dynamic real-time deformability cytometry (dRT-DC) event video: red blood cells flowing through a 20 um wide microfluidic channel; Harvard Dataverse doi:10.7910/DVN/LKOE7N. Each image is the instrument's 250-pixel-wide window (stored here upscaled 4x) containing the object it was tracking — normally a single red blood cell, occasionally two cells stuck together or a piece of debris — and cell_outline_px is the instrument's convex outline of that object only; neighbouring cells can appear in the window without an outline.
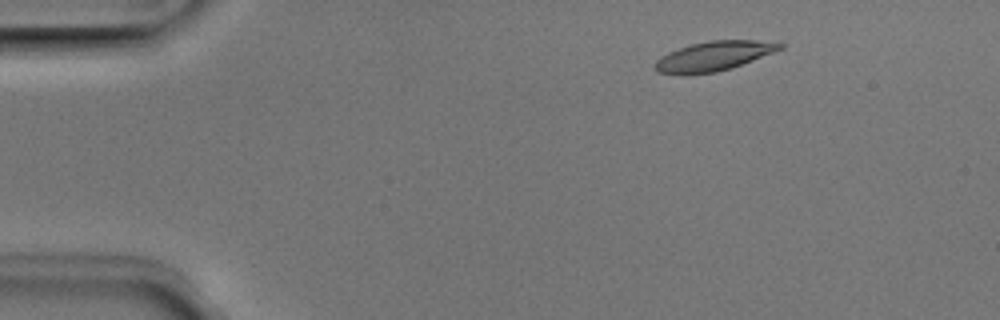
{"species": "Egyptian fruit bat (a non-hibernating species)", "species_latin": "Rousettus aegyptiacus", "temperature_condition": "room temperature", "stored_images_in_passage": 50, "camera_frame_rate_fps": 3000, "um_per_image_px": 0.085, "animal": {"sex": "male"}, "frame": {"image": 1, "passage_image": 6, "time_ms": 1.667, "image_size_px": [1000, 320], "cell_outline_px": [[784, 48], [732, 68], [716, 72], [688, 76], [680, 76], [656, 72], [652, 68], [656, 60], [660, 56], [668, 52], [688, 44], [712, 40], [756, 40], [784, 44]], "centroid_in_image_um": [60.56, 4.8], "position_along_channel_um": 24.4, "area_um2": 22.02}}
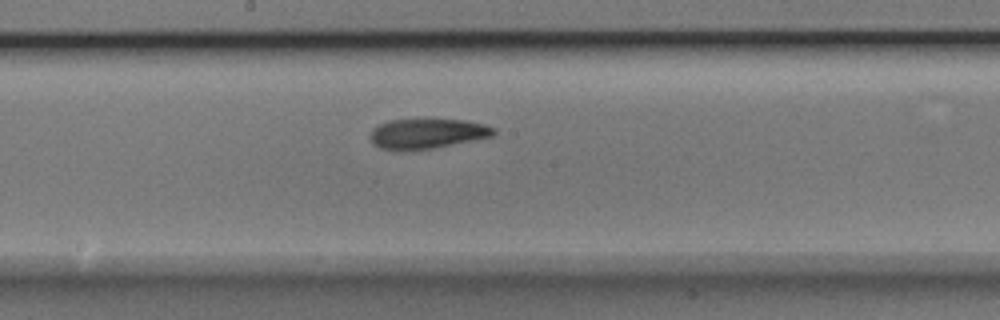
{"frame": {"image": 2, "passage_image": 26, "time_ms": 8.333, "image_size_px": [1000, 320], "cell_outline_px": [[496, 132], [492, 136], [432, 148], [404, 152], [400, 152], [380, 148], [372, 144], [368, 136], [372, 128], [388, 120], [464, 120], [484, 124], [496, 128]], "centroid_in_image_um": [36.22, 11.38], "position_along_channel_um": 212.0, "area_um2": 21.73}}
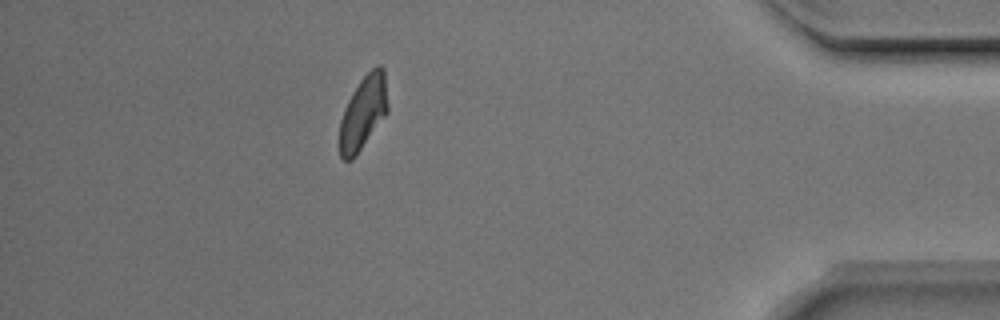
{"frame": {"image": 3, "passage_image": 44, "time_ms": 14.333, "image_size_px": [1000, 320], "cell_outline_px": [[388, 112], [352, 160], [344, 160], [340, 156], [340, 120], [344, 108], [352, 92], [360, 80], [376, 64], [380, 64], [384, 68], [388, 104]], "centroid_in_image_um": [30.88, 9.53], "position_along_channel_um": 404.3, "area_um2": 20.58}, "authors_computed_cell_mechanics": {"area_um2": 21.8195, "velocity_mm_per_s": 3.9592, "shape_relaxation_time_tau1_ms": 6.8312, "shape_relaxation_time_tau2_ms": 3.0407, "deformation_change_tau1": 0.1832, "deformation_change_tau2": 0.0892}}